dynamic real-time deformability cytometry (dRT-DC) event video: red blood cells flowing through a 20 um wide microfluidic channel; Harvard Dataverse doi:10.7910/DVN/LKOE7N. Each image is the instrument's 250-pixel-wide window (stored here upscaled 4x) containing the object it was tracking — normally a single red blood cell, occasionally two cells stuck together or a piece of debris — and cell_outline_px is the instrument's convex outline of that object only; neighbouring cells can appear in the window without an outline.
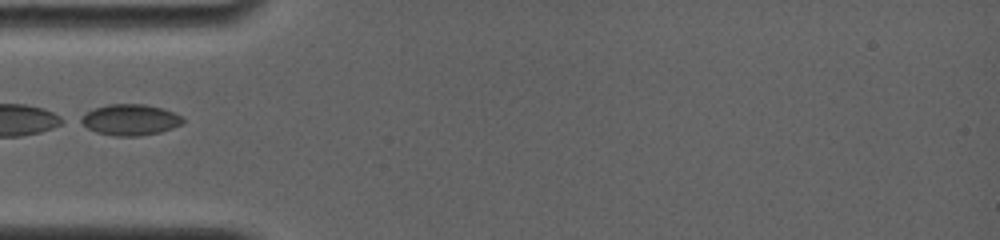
{"species": "common noctule bat (a hibernating species)", "species_latin": "Nyctalus noctula", "temperature_condition": "room temperature", "stored_images_in_passage": 26, "camera_frame_rate_fps": 4000, "um_per_image_px": 0.085, "animal": {"sex": "female", "body_mass_g": 19.0, "forearm_length_mm": 56.7}, "frame": {"image": 1, "passage_image": 1, "time_ms": 0.0, "image_size_px": [1000, 240], "cell_outline_px": [[184, 124], [160, 132], [140, 136], [116, 136], [96, 132], [88, 128], [76, 120], [88, 112], [96, 108], [108, 104], [144, 104], [160, 108], [172, 112], [180, 116], [184, 120]], "centroid_in_image_um": [11.05, 10.19], "position_along_channel_um": 73.9, "area_um2": 18.32}}
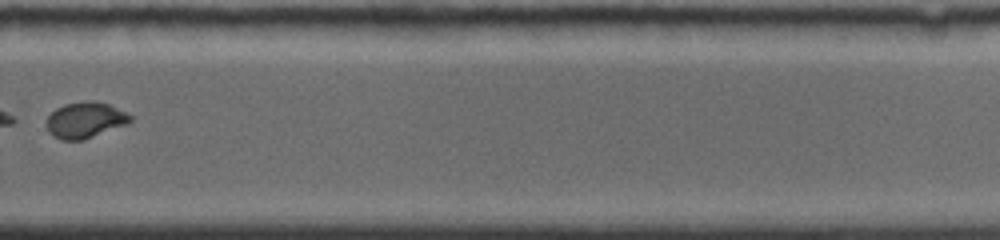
{"frame": {"image": 2, "passage_image": 15, "time_ms": 6.5, "image_size_px": [1000, 240], "cell_outline_px": [[132, 120], [128, 124], [80, 140], [60, 140], [48, 132], [48, 116], [56, 108], [64, 104], [88, 100], [96, 100], [108, 104], [132, 116]], "centroid_in_image_um": [7.24, 10.19], "position_along_channel_um": 322.6, "area_um2": 17.34}}